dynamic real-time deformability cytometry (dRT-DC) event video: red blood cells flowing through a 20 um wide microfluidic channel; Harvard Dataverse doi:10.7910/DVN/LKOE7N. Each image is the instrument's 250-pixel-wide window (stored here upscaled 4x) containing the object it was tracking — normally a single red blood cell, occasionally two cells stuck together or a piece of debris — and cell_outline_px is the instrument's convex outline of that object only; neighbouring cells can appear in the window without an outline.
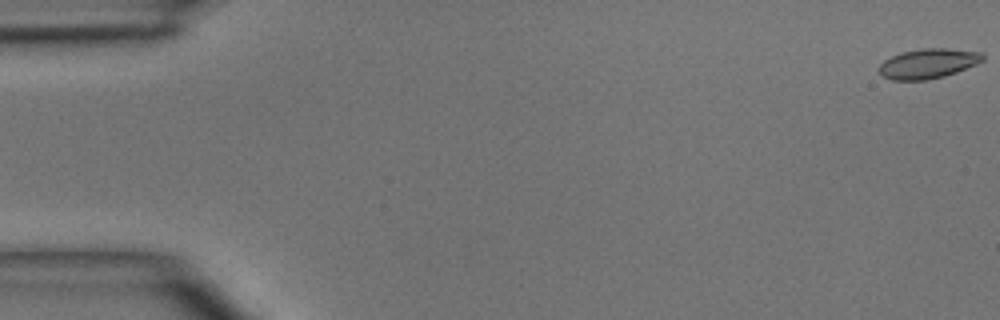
{"species": "common noctule bat (a hibernating species)", "species_latin": "Nyctalus noctula", "temperature_condition": "room temperature", "stored_images_in_passage": 4, "camera_frame_rate_fps": 3000, "um_per_image_px": 0.085, "animal": {"sex": "male", "body_mass_g": 15.6}, "frame": {"image": 1, "passage_image": 1, "time_ms": 0.0, "image_size_px": [1000, 320], "cell_outline_px": [[984, 60], [976, 64], [956, 72], [944, 76], [928, 80], [892, 80], [884, 76], [880, 72], [880, 64], [884, 60], [892, 56], [904, 52], [924, 48], [948, 48], [980, 52], [984, 56]], "centroid_in_image_um": [78.91, 5.4], "position_along_channel_um": 6.1, "area_um2": 17.8}}